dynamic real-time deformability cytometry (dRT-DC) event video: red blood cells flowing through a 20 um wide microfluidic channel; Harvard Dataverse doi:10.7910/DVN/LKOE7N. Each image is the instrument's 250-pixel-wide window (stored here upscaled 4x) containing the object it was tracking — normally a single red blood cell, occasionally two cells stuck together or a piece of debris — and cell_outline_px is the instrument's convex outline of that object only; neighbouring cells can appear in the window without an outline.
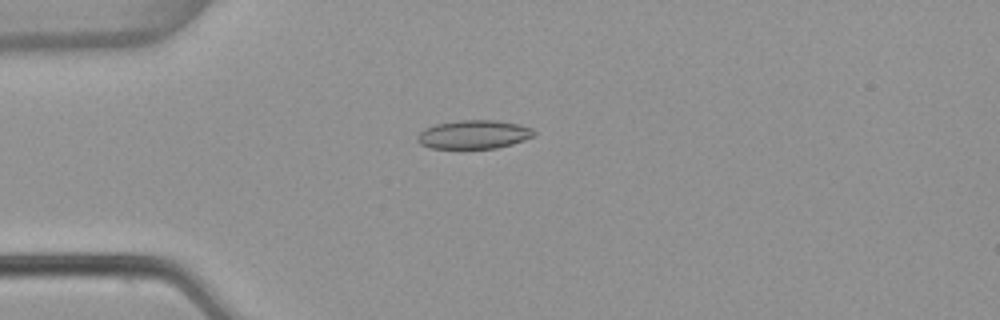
{"species": "common noctule bat (a hibernating species)", "species_latin": "Nyctalus noctula", "temperature_condition": "warm", "stored_images_in_passage": 53, "camera_frame_rate_fps": 3000, "um_per_image_px": 0.085, "animal": {"sex": "female", "body_mass_g": 22.7, "forearm_length_mm": 54.2}, "frame": {"image": 1, "passage_image": 14, "time_ms": 4.333, "image_size_px": [1000, 320], "cell_outline_px": [[536, 132], [532, 136], [524, 140], [512, 144], [496, 148], [428, 148], [420, 144], [416, 140], [416, 136], [424, 128], [436, 124], [460, 120], [496, 120], [520, 124], [532, 128]], "centroid_in_image_um": [40.25, 11.43], "position_along_channel_um": 44.7, "area_um2": 19.54}}
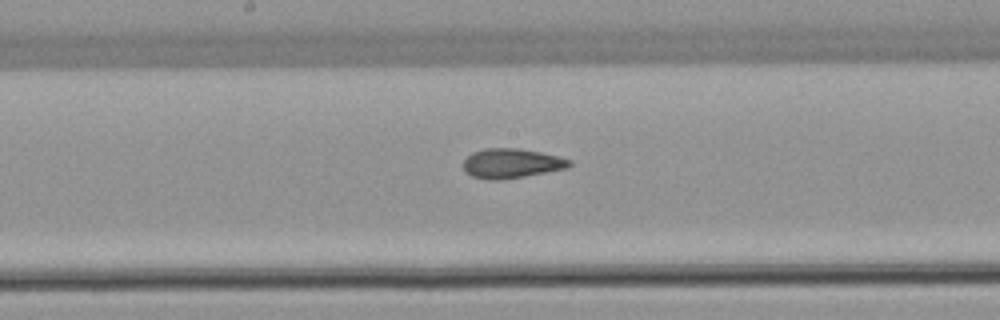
{"frame": {"image": 2, "passage_image": 28, "time_ms": 9.0, "image_size_px": [1000, 320], "cell_outline_px": [[572, 164], [568, 168], [524, 176], [496, 180], [488, 180], [472, 176], [464, 172], [464, 160], [472, 152], [484, 148], [520, 148], [560, 156], [572, 160]], "centroid_in_image_um": [43.49, 13.87], "position_along_channel_um": 204.7, "area_um2": 18.38}}
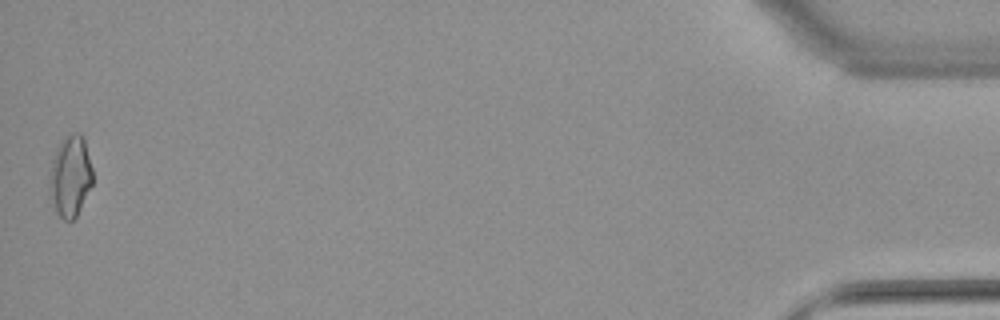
{"frame": {"image": 3, "passage_image": 53, "time_ms": 17.333, "image_size_px": [1000, 320], "cell_outline_px": [[92, 184], [76, 216], [72, 220], [64, 220], [56, 212], [48, 196], [48, 176], [52, 160], [56, 148], [60, 140], [64, 136], [76, 132], [80, 132], [84, 136], [92, 168]], "centroid_in_image_um": [5.94, 14.94], "position_along_channel_um": 429.3, "area_um2": 20.87}, "authors_computed_cell_mechanics": {"area_um2": 18.3226, "velocity_mm_per_s": 3.8437, "shape_relaxation_time_tau1_ms": null, "shape_relaxation_time_tau2_ms": 2.1218, "deformation_change_tau1": null, "deformation_change_tau2": 0.0751}}